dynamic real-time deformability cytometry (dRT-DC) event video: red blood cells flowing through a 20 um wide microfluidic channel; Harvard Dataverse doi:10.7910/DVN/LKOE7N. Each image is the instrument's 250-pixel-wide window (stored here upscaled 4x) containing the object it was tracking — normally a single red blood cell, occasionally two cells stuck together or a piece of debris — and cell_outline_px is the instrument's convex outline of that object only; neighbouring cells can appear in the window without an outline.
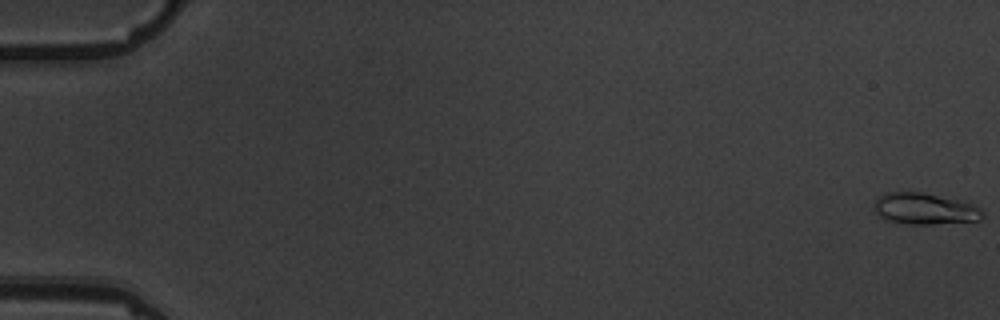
{"species": "common noctule bat (a hibernating species)", "species_latin": "Nyctalus noctula", "temperature_condition": "warm", "stored_images_in_passage": 7, "camera_frame_rate_fps": 3000, "um_per_image_px": 0.085, "animal": {"sex": "male", "body_mass_g": 19.5, "forearm_length_mm": 54.6}, "frame": {"image": 1, "passage_image": 1, "time_ms": 0.0, "image_size_px": [1000, 320], "cell_outline_px": [[984, 216], [980, 220], [932, 224], [908, 224], [884, 220], [876, 212], [872, 204], [884, 192], [920, 192], [956, 200], [972, 204], [980, 208], [984, 212]], "centroid_in_image_um": [78.56, 17.75], "position_along_channel_um": 6.4, "area_um2": 19.71}}
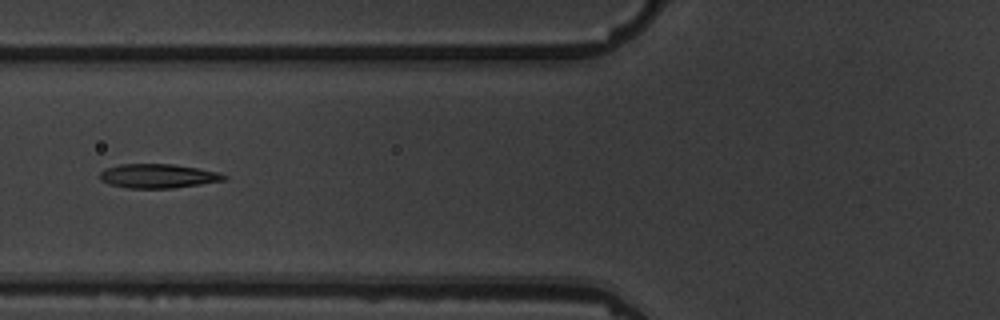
{"frame": {"image": 2, "passage_image": 7, "time_ms": 7.667, "image_size_px": [1000, 320], "cell_outline_px": [[228, 176], [224, 180], [200, 184], [172, 188], [128, 188], [108, 184], [100, 180], [100, 172], [104, 168], [120, 164], [172, 164], [220, 172]], "centroid_in_image_um": [13.4, 14.96], "position_along_channel_um": 112.4, "area_um2": 17.46}}